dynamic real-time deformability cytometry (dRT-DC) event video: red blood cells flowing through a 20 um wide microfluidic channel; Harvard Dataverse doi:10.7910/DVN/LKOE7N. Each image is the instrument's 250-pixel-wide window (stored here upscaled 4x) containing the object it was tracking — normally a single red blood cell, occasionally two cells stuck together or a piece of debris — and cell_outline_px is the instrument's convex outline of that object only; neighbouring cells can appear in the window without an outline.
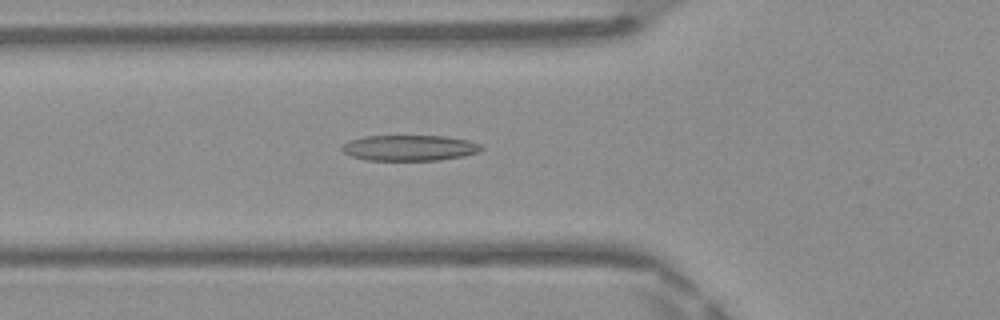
{"species": "Egyptian fruit bat (a non-hibernating species)", "species_latin": "Rousettus aegyptiacus", "temperature_condition": "warm", "stored_images_in_passage": 45, "camera_frame_rate_fps": 3000, "um_per_image_px": 0.085, "frame": {"image": 1, "passage_image": 14, "time_ms": 4.333, "image_size_px": [1000, 320], "cell_outline_px": [[484, 148], [480, 152], [464, 156], [436, 160], [368, 160], [352, 156], [344, 152], [340, 148], [348, 140], [364, 136], [448, 136], [468, 140], [480, 144]], "centroid_in_image_um": [34.83, 12.56], "position_along_channel_um": 91.0, "area_um2": 20.92}}
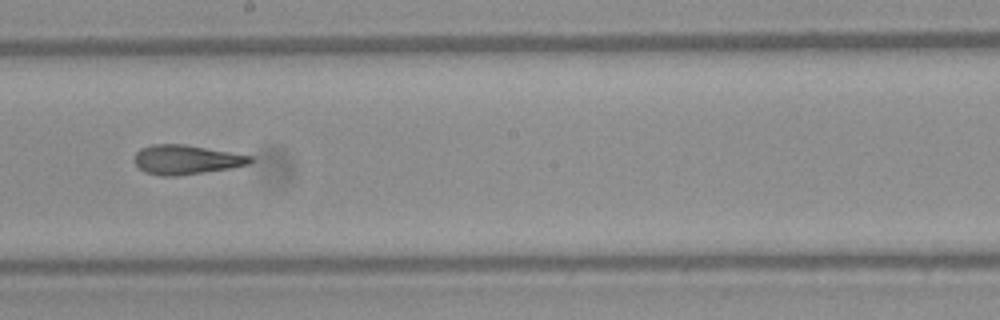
{"frame": {"image": 2, "passage_image": 24, "time_ms": 7.667, "image_size_px": [1000, 320], "cell_outline_px": [[252, 160], [248, 164], [232, 168], [176, 176], [160, 176], [144, 172], [132, 160], [136, 152], [140, 148], [152, 144], [184, 144], [252, 156]], "centroid_in_image_um": [15.77, 13.57], "position_along_channel_um": 232.4, "area_um2": 19.83}}
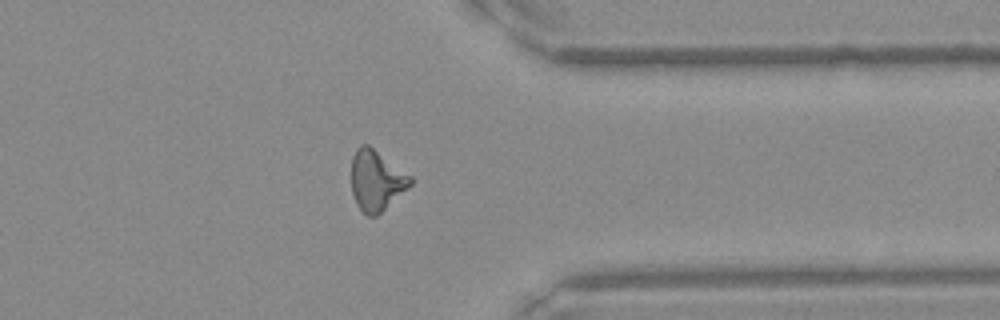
{"frame": {"image": 3, "passage_image": 35, "time_ms": 11.333, "image_size_px": [1000, 320], "cell_outline_px": [[412, 184], [376, 216], [368, 216], [356, 204], [352, 192], [352, 156], [356, 148], [360, 144], [368, 144], [412, 176]], "centroid_in_image_um": [31.98, 15.31], "position_along_channel_um": 379.4, "area_um2": 20.63}, "authors_computed_cell_mechanics": {"area_um2": 20.1144, "velocity_mm_per_s": 4.2123, "shape_relaxation_time_tau1_ms": null, "shape_relaxation_time_tau2_ms": 2.3951, "deformation_change_tau1": null, "deformation_change_tau2": 0.1334}}